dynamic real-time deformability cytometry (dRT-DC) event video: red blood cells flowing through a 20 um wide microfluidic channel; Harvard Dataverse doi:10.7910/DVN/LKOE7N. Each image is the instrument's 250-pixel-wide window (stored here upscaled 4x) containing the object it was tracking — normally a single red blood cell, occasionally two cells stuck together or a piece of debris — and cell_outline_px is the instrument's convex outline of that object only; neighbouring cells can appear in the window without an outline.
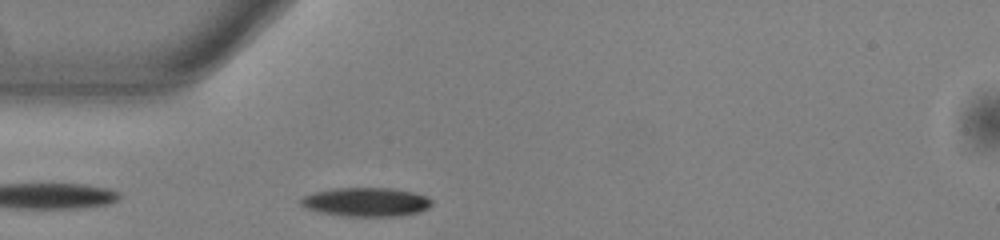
{"species": "common noctule bat (a hibernating species)", "species_latin": "Nyctalus noctula", "temperature_condition": "warm", "stored_images_in_passage": 36, "camera_frame_rate_fps": 3000, "um_per_image_px": 0.085, "animal": {"sex": "male", "body_mass_g": 13.0, "forearm_length_mm": 53.1}, "frame": {"image": 1, "passage_image": 3, "time_ms": 0.667, "image_size_px": [1000, 240], "cell_outline_px": [[432, 204], [428, 208], [420, 212], [400, 216], [344, 216], [320, 212], [308, 208], [300, 204], [300, 196], [312, 192], [336, 188], [392, 188], [412, 192], [428, 196], [432, 200]], "centroid_in_image_um": [31.12, 17.16], "position_along_channel_um": 53.9, "area_um2": 22.2}}
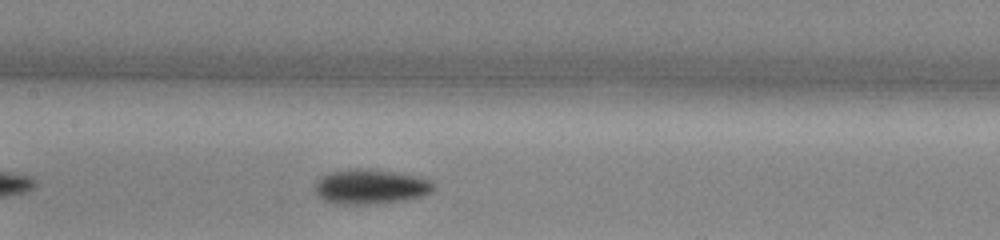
{"frame": {"image": 2, "passage_image": 13, "time_ms": 4.0, "image_size_px": [1000, 240], "cell_outline_px": [[436, 188], [432, 192], [424, 196], [404, 200], [376, 204], [336, 204], [324, 200], [316, 196], [312, 192], [312, 188], [316, 180], [320, 176], [328, 172], [348, 168], [372, 168], [396, 172], [428, 180]], "centroid_in_image_um": [31.39, 15.86], "position_along_channel_um": 176.0, "area_um2": 24.68}}
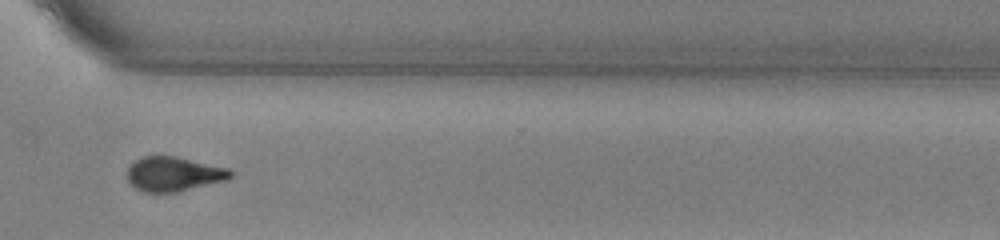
{"frame": {"image": 3, "passage_image": 27, "time_ms": 8.667, "image_size_px": [1000, 240], "cell_outline_px": [[236, 172], [228, 180], [176, 192], [144, 192], [136, 188], [128, 180], [128, 168], [140, 156], [176, 156], [228, 168]], "centroid_in_image_um": [14.81, 14.79], "position_along_channel_um": 355.8, "area_um2": 20.75}, "authors_computed_cell_mechanics": {"area_um2": 22.1663, "velocity_mm_per_s": 3.8556, "shape_relaxation_time_tau1_ms": 2.9762, "shape_relaxation_time_tau2_ms": 6.7655, "deformation_change_tau1": 0.1384, "deformation_change_tau2": 0.1464}}